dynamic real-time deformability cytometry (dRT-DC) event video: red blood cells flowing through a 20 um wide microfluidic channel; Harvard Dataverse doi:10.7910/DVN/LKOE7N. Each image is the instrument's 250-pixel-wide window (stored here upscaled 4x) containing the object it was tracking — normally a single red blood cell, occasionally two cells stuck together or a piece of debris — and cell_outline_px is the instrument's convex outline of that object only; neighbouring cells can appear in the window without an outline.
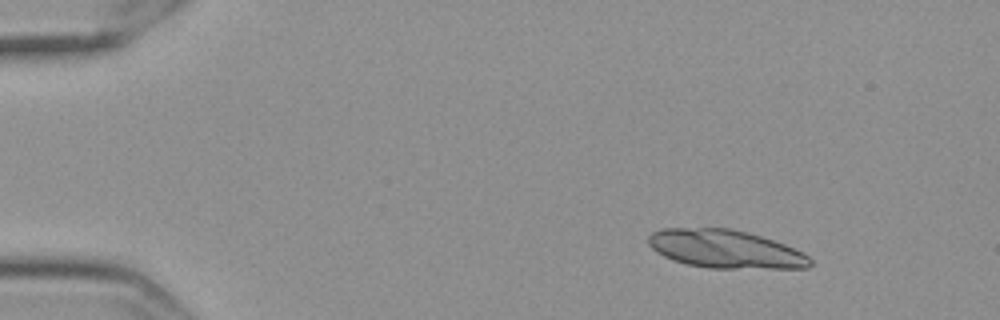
{"species": "Egyptian fruit bat (a non-hibernating species)", "species_latin": "Rousettus aegyptiacus", "temperature_condition": "cold", "stored_images_in_passage": 57, "segment_of_instrument_passage": [1, 2], "camera_frame_rate_fps": 3000, "um_per_image_px": 0.085, "frame": {"image": 1, "passage_image": 7, "time_ms": 2.0, "image_size_px": [1000, 320], "cell_outline_px": [[812, 264], [808, 268], [708, 268], [688, 264], [672, 260], [656, 252], [648, 244], [648, 236], [652, 232], [664, 228], [732, 228], [748, 232], [784, 244], [808, 256], [812, 260]], "centroid_in_image_um": [61.62, 21.17], "position_along_channel_um": 23.4, "area_um2": 35.95}}